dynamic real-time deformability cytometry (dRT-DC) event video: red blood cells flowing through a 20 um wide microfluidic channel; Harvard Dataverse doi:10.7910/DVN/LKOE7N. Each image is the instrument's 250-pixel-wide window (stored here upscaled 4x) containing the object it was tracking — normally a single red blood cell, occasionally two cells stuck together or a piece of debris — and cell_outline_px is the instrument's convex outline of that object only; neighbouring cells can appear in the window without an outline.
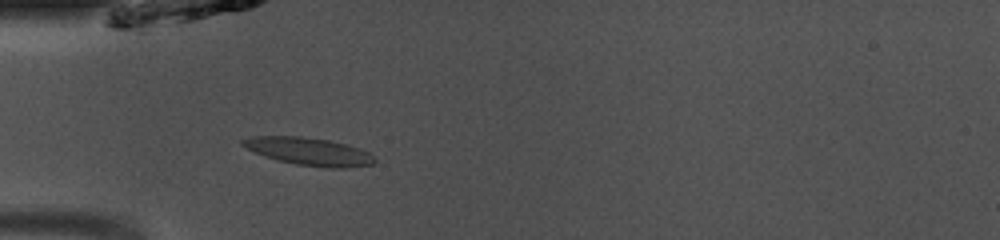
{"species": "common noctule bat (a hibernating species)", "species_latin": "Nyctalus noctula", "temperature_condition": "room temperature", "stored_images_in_passage": 49, "camera_frame_rate_fps": 3000, "um_per_image_px": 0.085, "animal": {"sex": "male", "body_mass_g": 13.0, "forearm_length_mm": 53.1}, "frame": {"image": 1, "passage_image": 15, "time_ms": 4.667, "image_size_px": [1000, 240], "cell_outline_px": [[376, 160], [372, 164], [348, 168], [328, 168], [296, 164], [264, 156], [240, 144], [240, 140], [252, 136], [300, 136], [328, 140], [360, 148], [368, 152]], "centroid_in_image_um": [26.26, 12.87], "position_along_channel_um": 58.7, "area_um2": 21.1}}
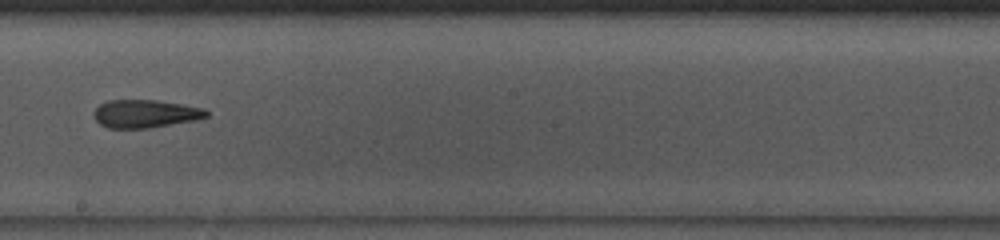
{"frame": {"image": 2, "passage_image": 28, "time_ms": 9.0, "image_size_px": [1000, 240], "cell_outline_px": [[208, 116], [196, 120], [148, 128], [108, 128], [100, 124], [92, 116], [92, 112], [100, 104], [108, 100], [156, 100], [204, 108], [208, 112]], "centroid_in_image_um": [12.31, 9.67], "position_along_channel_um": 235.9, "area_um2": 18.38}}
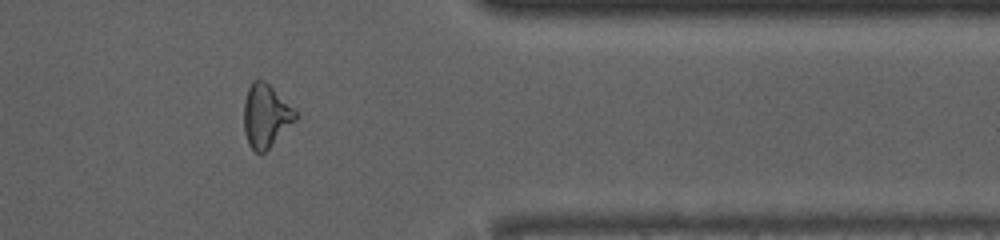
{"frame": {"image": 3, "passage_image": 40, "time_ms": 13.0, "image_size_px": [1000, 240], "cell_outline_px": [[300, 116], [260, 156], [248, 144], [244, 132], [244, 104], [248, 88], [252, 80], [264, 80]], "centroid_in_image_um": [22.57, 9.87], "position_along_channel_um": 388.8, "area_um2": 18.67}, "authors_computed_cell_mechanics": {"area_um2": 19.5942, "velocity_mm_per_s": 4.1269, "shape_relaxation_time_tau1_ms": null, "shape_relaxation_time_tau2_ms": 2.7579, "deformation_change_tau1": null, "deformation_change_tau2": 0.1086}}